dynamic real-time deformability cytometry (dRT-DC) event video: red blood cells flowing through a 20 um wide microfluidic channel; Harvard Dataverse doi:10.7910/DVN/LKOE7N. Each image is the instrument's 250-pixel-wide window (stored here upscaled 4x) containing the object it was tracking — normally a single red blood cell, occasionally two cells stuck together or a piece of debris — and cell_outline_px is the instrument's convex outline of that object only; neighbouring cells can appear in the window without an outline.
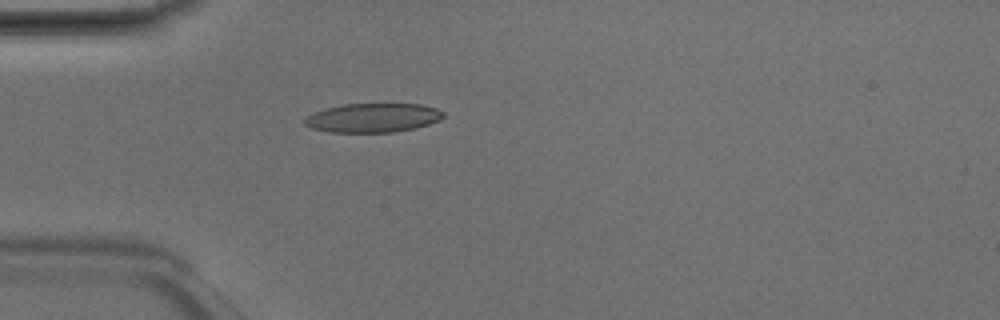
{"species": "Egyptian fruit bat (a non-hibernating species)", "species_latin": "Rousettus aegyptiacus", "temperature_condition": "room temperature", "stored_images_in_passage": 4, "camera_frame_rate_fps": 3000, "um_per_image_px": 0.085, "animal": {"sex": "male"}, "frame": {"image": 1, "passage_image": 4, "time_ms": 1.0, "image_size_px": [1000, 320], "cell_outline_px": [[444, 116], [440, 120], [416, 128], [392, 132], [328, 132], [312, 128], [304, 124], [304, 116], [312, 112], [324, 108], [344, 104], [420, 104], [436, 108], [444, 112]], "centroid_in_image_um": [31.66, 10.01], "position_along_channel_um": 53.3, "area_um2": 23.64}}